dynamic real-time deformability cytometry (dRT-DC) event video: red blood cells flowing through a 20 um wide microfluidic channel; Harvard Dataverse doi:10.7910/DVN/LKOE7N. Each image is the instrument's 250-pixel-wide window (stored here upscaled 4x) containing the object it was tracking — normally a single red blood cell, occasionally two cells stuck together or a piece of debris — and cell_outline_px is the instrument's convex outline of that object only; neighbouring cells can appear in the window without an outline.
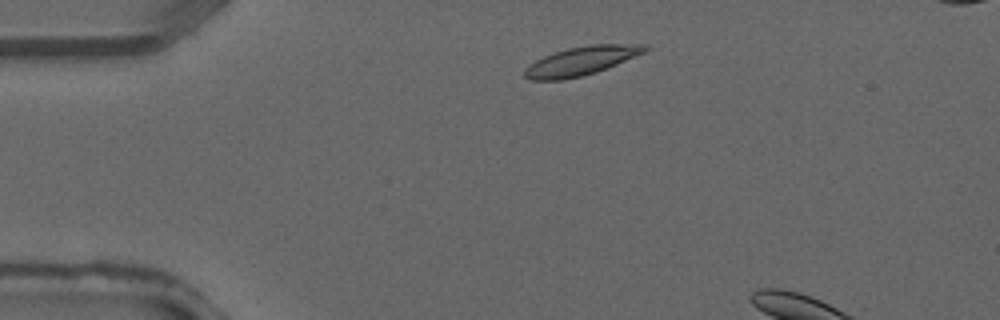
{"species": "common noctule bat (a hibernating species)", "species_latin": "Nyctalus noctula", "temperature_condition": "warm", "stored_images_in_passage": 2, "camera_frame_rate_fps": 3000, "um_per_image_px": 0.085, "animal": {"sex": "male", "forearm_length_mm": 52.5}, "frame": {"image": 1, "passage_image": 1, "time_ms": 0.0, "image_size_px": [1000, 320], "cell_outline_px": [[652, 48], [644, 52], [616, 64], [596, 72], [580, 76], [560, 80], [532, 80], [524, 76], [524, 68], [528, 64], [544, 56], [568, 48], [588, 44], [648, 44]], "centroid_in_image_um": [49.41, 5.16], "position_along_channel_um": 35.6, "area_um2": 20.06}}